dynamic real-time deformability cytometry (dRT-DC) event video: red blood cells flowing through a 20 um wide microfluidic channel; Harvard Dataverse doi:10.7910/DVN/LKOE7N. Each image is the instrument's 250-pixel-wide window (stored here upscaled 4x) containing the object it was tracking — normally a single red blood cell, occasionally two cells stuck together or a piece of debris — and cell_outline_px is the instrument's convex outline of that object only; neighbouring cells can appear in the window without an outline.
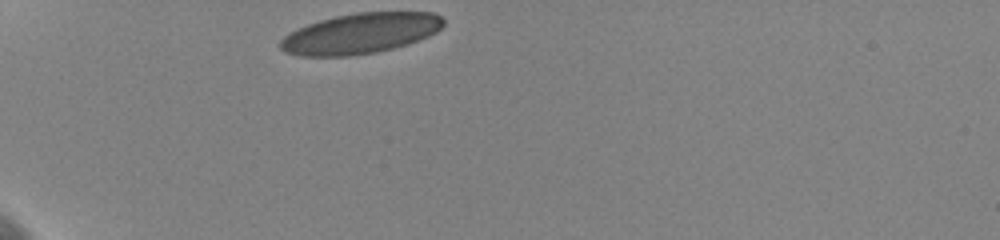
{"species": "human", "species_latin": "Homo sapiens", "temperature_condition": "cold", "stored_images_in_passage": 32, "camera_frame_rate_fps": 3000, "um_per_image_px": 0.085, "donor": {"sex": "female"}, "frame": {"image": 1, "passage_image": 1, "time_ms": 0.0, "image_size_px": [1000, 240], "cell_outline_px": [[444, 24], [436, 32], [428, 36], [392, 48], [376, 52], [348, 56], [300, 56], [284, 52], [280, 48], [280, 40], [288, 32], [308, 24], [320, 20], [336, 16], [356, 12], [432, 12], [440, 16], [444, 20]], "centroid_in_image_um": [30.59, 2.84], "position_along_channel_um": 54.4, "area_um2": 38.26}}
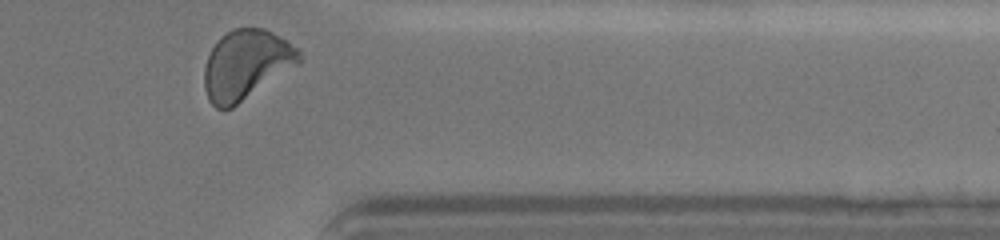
{"frame": {"image": 2, "passage_image": 32, "time_ms": 10.333, "image_size_px": [1000, 240], "cell_outline_px": [[304, 56], [300, 64], [232, 108], [216, 108], [208, 100], [204, 88], [204, 68], [208, 56], [216, 40], [232, 28], [264, 28], [272, 32], [300, 48]], "centroid_in_image_um": [20.96, 5.49], "position_along_channel_um": 390.4, "area_um2": 38.9}, "authors_computed_cell_mechanics": {"area_um2": 38.0902, "velocity_mm_per_s": 3.5747, "shape_relaxation_time_tau1_ms": 3.4524, "shape_relaxation_time_tau2_ms": 0.86, "deformation_change_tau1": 0.1115, "deformation_change_tau2": 0.043}}